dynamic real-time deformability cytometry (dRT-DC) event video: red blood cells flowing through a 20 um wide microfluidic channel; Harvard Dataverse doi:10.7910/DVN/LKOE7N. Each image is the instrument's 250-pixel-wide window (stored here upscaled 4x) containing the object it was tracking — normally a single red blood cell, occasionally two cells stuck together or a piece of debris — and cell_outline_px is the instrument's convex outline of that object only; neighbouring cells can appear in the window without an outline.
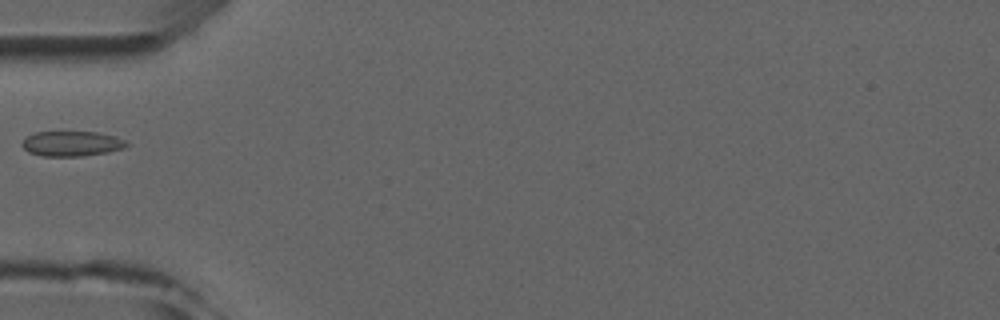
{"species": "common noctule bat (a hibernating species)", "species_latin": "Nyctalus noctula", "temperature_condition": "room temperature", "stored_images_in_passage": 6, "camera_frame_rate_fps": 3000, "um_per_image_px": 0.085, "animal": {"sex": "male", "forearm_length_mm": 52.5}, "frame": {"image": 1, "passage_image": 5, "time_ms": 4.667, "image_size_px": [1000, 320], "cell_outline_px": [[128, 144], [124, 148], [108, 152], [80, 156], [44, 156], [28, 152], [20, 144], [28, 136], [36, 132], [96, 132], [116, 136], [124, 140]], "centroid_in_image_um": [6.09, 12.21], "position_along_channel_um": 78.9, "area_um2": 15.14}}
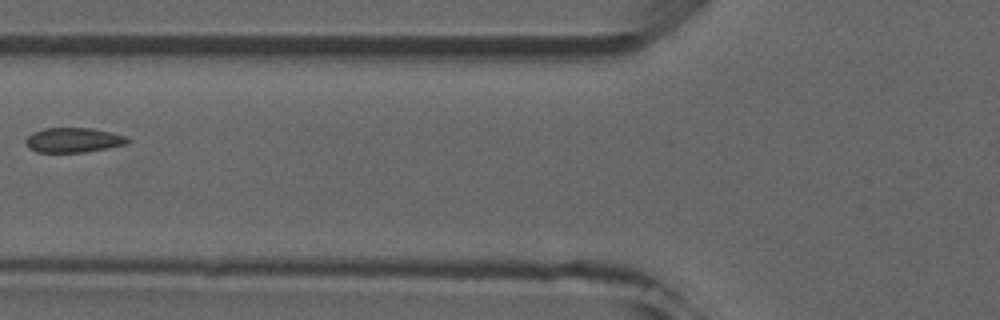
{"frame": {"image": 2, "passage_image": 6, "time_ms": 5.667, "image_size_px": [1000, 320], "cell_outline_px": [[128, 144], [108, 148], [84, 152], [36, 152], [28, 148], [24, 140], [32, 132], [44, 128], [92, 128], [124, 136], [128, 140]], "centroid_in_image_um": [6.18, 11.91], "position_along_channel_um": 119.6, "area_um2": 14.62}}